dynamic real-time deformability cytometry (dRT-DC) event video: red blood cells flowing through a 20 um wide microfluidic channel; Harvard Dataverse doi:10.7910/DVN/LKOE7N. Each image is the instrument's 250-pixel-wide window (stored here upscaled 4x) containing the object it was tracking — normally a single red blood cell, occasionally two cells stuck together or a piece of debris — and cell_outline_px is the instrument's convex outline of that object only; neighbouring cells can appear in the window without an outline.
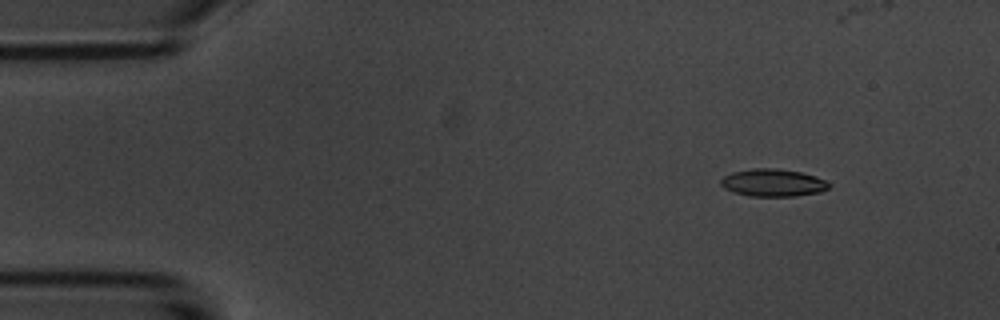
{"species": "common noctule bat (a hibernating species)", "species_latin": "Nyctalus noctula", "temperature_condition": "room temperature", "stored_images_in_passage": 4, "camera_frame_rate_fps": 3000, "um_per_image_px": 0.085, "animal": {"sex": "male", "body_mass_g": 20.1, "forearm_length_mm": 53.5}, "frame": {"image": 1, "passage_image": 2, "time_ms": 1.0, "image_size_px": [1000, 320], "cell_outline_px": [[832, 184], [828, 188], [820, 192], [796, 196], [752, 196], [732, 192], [724, 188], [720, 184], [720, 180], [724, 176], [732, 172], [752, 168], [776, 168], [800, 172], [816, 176]], "centroid_in_image_um": [65.69, 15.53], "position_along_channel_um": 19.3, "area_um2": 17.4}}